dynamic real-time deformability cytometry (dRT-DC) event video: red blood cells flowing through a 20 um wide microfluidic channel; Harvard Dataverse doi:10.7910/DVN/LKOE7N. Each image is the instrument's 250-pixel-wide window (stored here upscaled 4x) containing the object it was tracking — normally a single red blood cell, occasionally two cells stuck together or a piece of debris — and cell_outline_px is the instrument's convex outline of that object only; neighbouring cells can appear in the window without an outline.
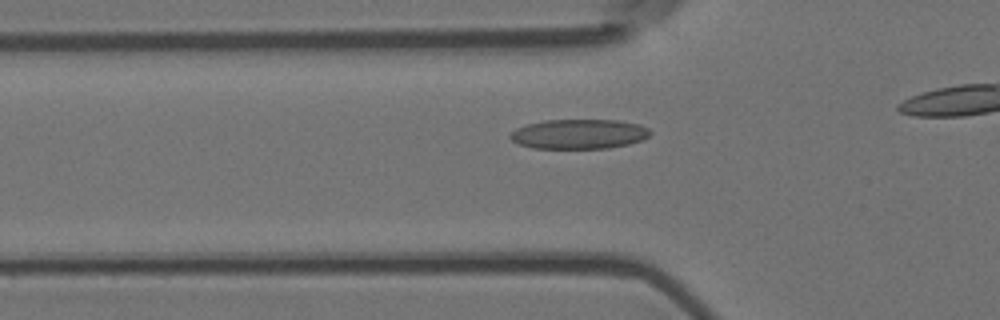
{"species": "Egyptian fruit bat (a non-hibernating species)", "species_latin": "Rousettus aegyptiacus", "temperature_condition": "room temperature", "stored_images_in_passage": 11, "camera_frame_rate_fps": 3000, "um_per_image_px": 0.085, "animal": {"sex": "female"}, "frame": {"image": 1, "passage_image": 5, "time_ms": 1.333, "image_size_px": [1000, 320], "cell_outline_px": [[652, 132], [648, 136], [640, 140], [628, 144], [608, 148], [532, 148], [516, 144], [508, 136], [516, 128], [528, 124], [544, 120], [616, 120], [640, 124], [648, 128]], "centroid_in_image_um": [49.19, 11.39], "position_along_channel_um": 76.6, "area_um2": 24.22}}
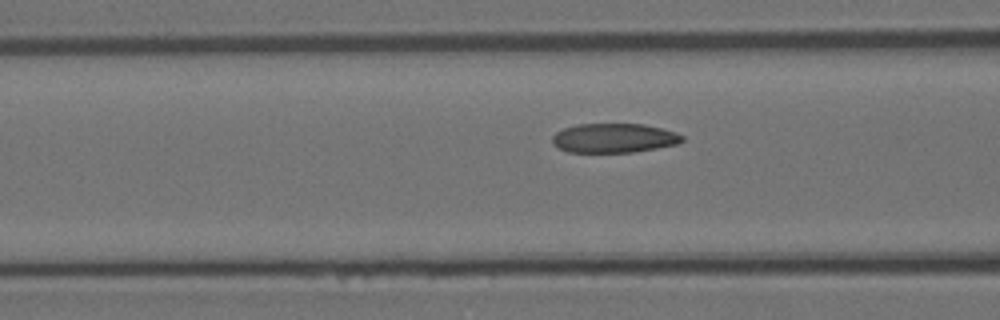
{"frame": {"image": 2, "passage_image": 8, "time_ms": 2.333, "image_size_px": [1000, 320], "cell_outline_px": [[684, 140], [676, 144], [656, 148], [632, 152], [568, 152], [556, 148], [552, 144], [552, 136], [556, 132], [564, 128], [576, 124], [644, 124], [676, 132], [684, 136]], "centroid_in_image_um": [52.15, 11.73], "position_along_channel_um": 114.5, "area_um2": 22.25}}